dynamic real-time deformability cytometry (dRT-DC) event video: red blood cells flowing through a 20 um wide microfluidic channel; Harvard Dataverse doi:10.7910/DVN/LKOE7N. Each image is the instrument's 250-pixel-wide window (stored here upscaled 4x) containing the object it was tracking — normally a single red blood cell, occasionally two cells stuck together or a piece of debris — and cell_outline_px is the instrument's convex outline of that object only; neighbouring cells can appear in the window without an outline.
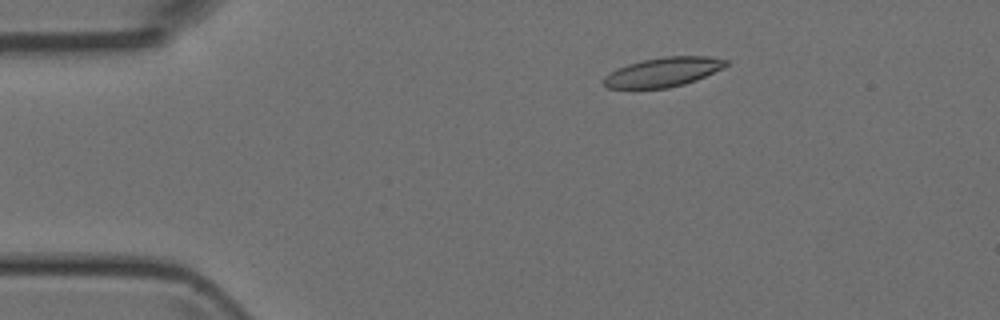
{"species": "Egyptian fruit bat (a non-hibernating species)", "species_latin": "Rousettus aegyptiacus", "temperature_condition": "room temperature", "stored_images_in_passage": 50, "camera_frame_rate_fps": 3000, "um_per_image_px": 0.085, "animal": {"sex": "female"}, "frame": {"image": 1, "passage_image": 9, "time_ms": 2.667, "image_size_px": [1000, 320], "cell_outline_px": [[728, 64], [724, 68], [696, 80], [684, 84], [668, 88], [608, 88], [604, 84], [604, 76], [628, 64], [644, 60], [664, 56], [708, 56], [728, 60]], "centroid_in_image_um": [56.42, 6.12], "position_along_channel_um": 28.6, "area_um2": 20.69}}
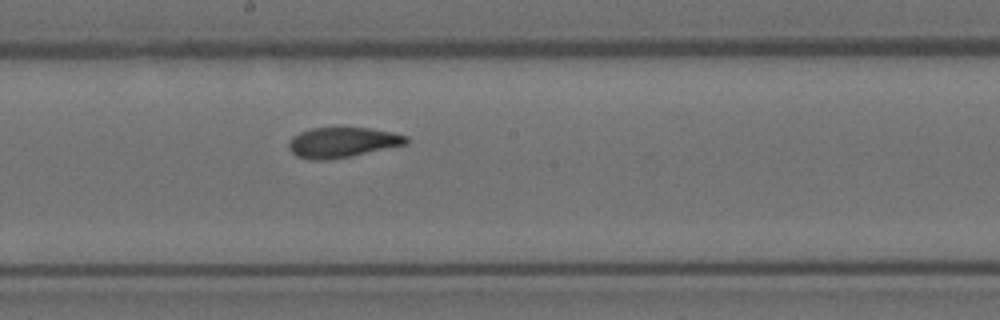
{"frame": {"image": 2, "passage_image": 27, "time_ms": 8.667, "image_size_px": [1000, 320], "cell_outline_px": [[408, 144], [328, 160], [312, 160], [296, 156], [288, 148], [288, 144], [292, 136], [300, 132], [312, 128], [336, 124], [344, 124], [392, 132], [408, 136]], "centroid_in_image_um": [29.07, 12.04], "position_along_channel_um": 219.1, "area_um2": 21.44}}
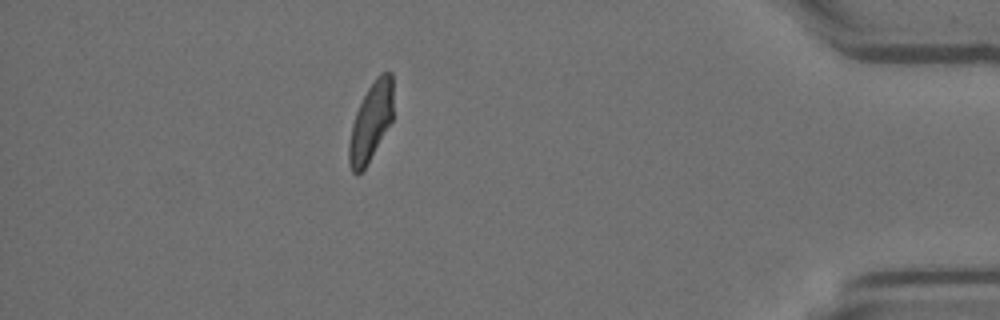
{"frame": {"image": 3, "passage_image": 44, "time_ms": 14.333, "image_size_px": [1000, 320], "cell_outline_px": [[392, 120], [364, 168], [356, 176], [352, 172], [348, 164], [348, 144], [352, 124], [356, 112], [368, 88], [376, 76], [380, 72], [392, 72]], "centroid_in_image_um": [31.5, 10.35], "position_along_channel_um": 403.7, "area_um2": 19.88}}